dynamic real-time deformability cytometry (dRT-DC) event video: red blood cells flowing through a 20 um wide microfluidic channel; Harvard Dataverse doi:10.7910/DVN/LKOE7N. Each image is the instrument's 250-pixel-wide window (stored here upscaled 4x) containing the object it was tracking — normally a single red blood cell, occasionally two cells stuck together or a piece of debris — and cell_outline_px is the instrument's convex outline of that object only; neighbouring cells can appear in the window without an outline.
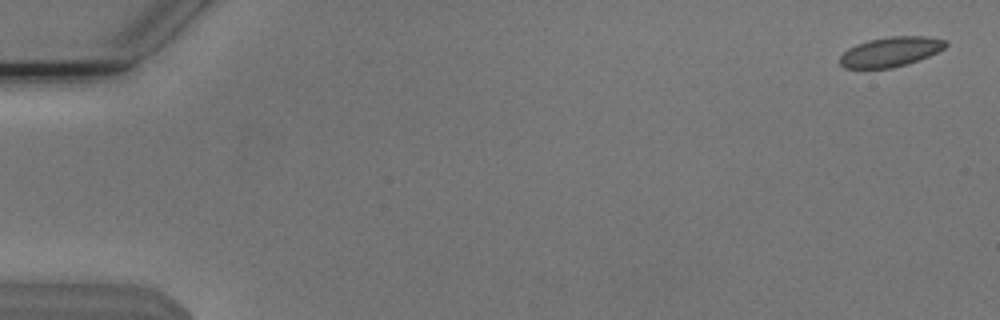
{"species": "Egyptian fruit bat (a non-hibernating species)", "species_latin": "Rousettus aegyptiacus", "temperature_condition": "cold", "stored_images_in_passage": 10, "camera_frame_rate_fps": 3000, "um_per_image_px": 0.085, "animal": {"sex": "male"}, "frame": {"image": 1, "passage_image": 1, "time_ms": 0.0, "image_size_px": [1000, 320], "cell_outline_px": [[948, 44], [944, 48], [928, 56], [892, 68], [844, 68], [840, 64], [840, 56], [848, 48], [856, 44], [868, 40], [888, 36], [924, 36], [944, 40]], "centroid_in_image_um": [75.65, 4.39], "position_along_channel_um": 9.3, "area_um2": 18.09}}